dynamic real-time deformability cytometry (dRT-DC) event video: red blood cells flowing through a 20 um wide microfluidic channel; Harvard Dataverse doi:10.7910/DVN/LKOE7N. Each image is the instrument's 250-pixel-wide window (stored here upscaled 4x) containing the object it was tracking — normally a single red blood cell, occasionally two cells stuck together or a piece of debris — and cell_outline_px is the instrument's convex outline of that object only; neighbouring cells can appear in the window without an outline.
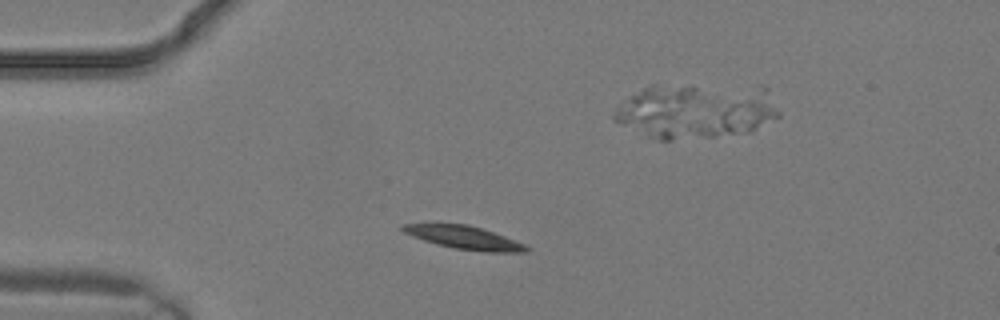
{"species": "common noctule bat (a hibernating species)", "species_latin": "Nyctalus noctula", "temperature_condition": "warm", "stored_images_in_passage": 4, "camera_frame_rate_fps": 3000, "um_per_image_px": 0.085, "animal": {"sex": "male", "body_mass_g": 19.2, "forearm_length_mm": 51.8}, "frame": {"image": 1, "passage_image": 2, "time_ms": 0.333, "image_size_px": [1000, 320], "cell_outline_px": [[528, 252], [484, 252], [456, 248], [436, 244], [412, 236], [404, 232], [400, 228], [400, 224], [468, 224], [504, 236], [524, 244], [528, 248]], "centroid_in_image_um": [39.44, 20.19], "position_along_channel_um": 45.6, "area_um2": 16.36}}